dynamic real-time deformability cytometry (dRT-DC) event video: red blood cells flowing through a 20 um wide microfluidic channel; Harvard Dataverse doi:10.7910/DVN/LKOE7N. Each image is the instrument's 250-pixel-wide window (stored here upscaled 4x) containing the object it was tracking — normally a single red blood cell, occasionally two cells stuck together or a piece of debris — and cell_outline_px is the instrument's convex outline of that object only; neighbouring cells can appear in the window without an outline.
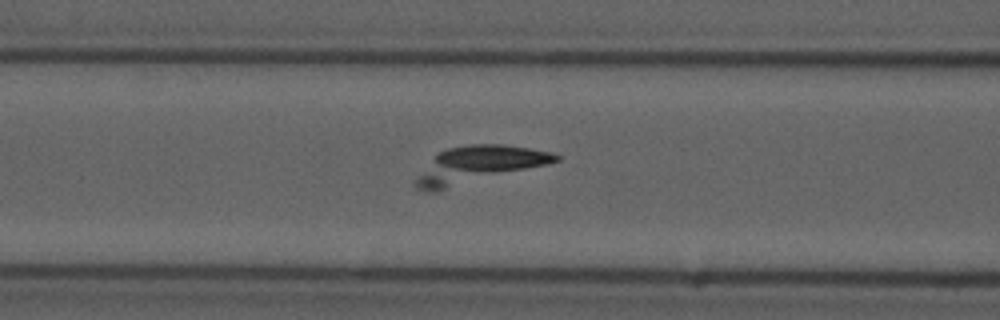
{"species": "common noctule bat (a hibernating species)", "species_latin": "Nyctalus noctula", "temperature_condition": "cold", "stored_images_in_passage": 47, "camera_frame_rate_fps": 3000, "um_per_image_px": 0.085, "animal": {"sex": "male", "forearm_length_mm": 52.5}, "frame": {"image": 1, "passage_image": 14, "time_ms": 4.333, "image_size_px": [1000, 320], "cell_outline_px": [[560, 160], [548, 164], [436, 192], [424, 192], [416, 188], [416, 176], [440, 152], [448, 148], [468, 144], [504, 144], [552, 152], [560, 156]], "centroid_in_image_um": [40.67, 14.01], "position_along_channel_um": 125.9, "area_um2": 29.82}}
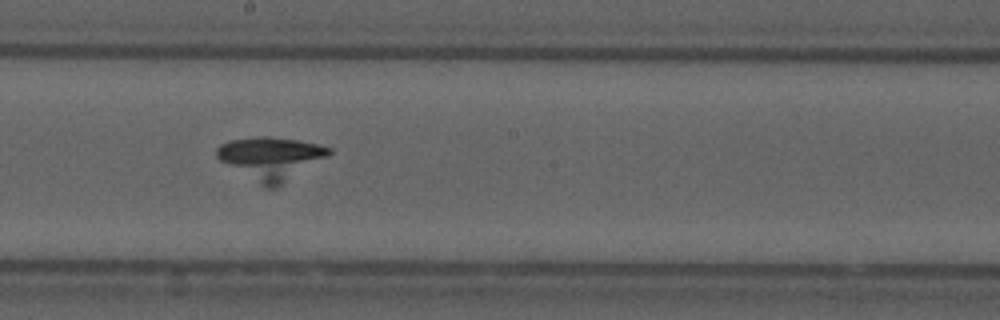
{"frame": {"image": 2, "passage_image": 22, "time_ms": 7.0, "image_size_px": [1000, 320], "cell_outline_px": [[332, 152], [328, 156], [276, 188], [264, 188], [220, 160], [216, 156], [216, 148], [220, 144], [232, 140], [264, 136], [268, 136], [296, 140], [316, 144], [332, 148]], "centroid_in_image_um": [23.02, 13.46], "position_along_channel_um": 225.2, "area_um2": 27.57}}
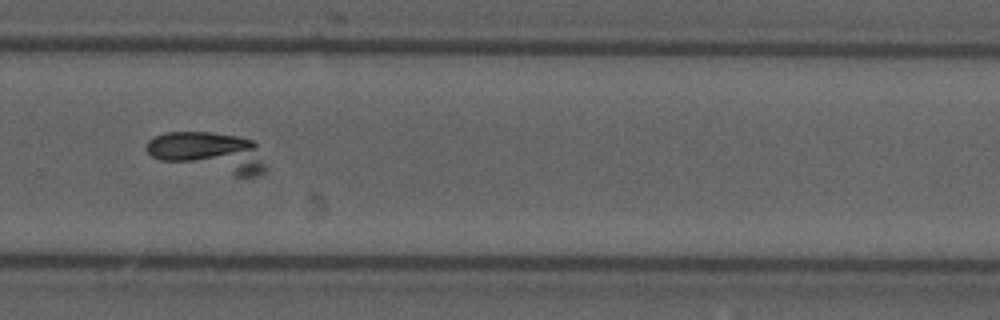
{"frame": {"image": 3, "passage_image": 29, "time_ms": 9.333, "image_size_px": [1000, 320], "cell_outline_px": [[268, 168], [264, 172], [256, 176], [236, 176], [160, 160], [152, 156], [144, 148], [148, 140], [164, 132], [212, 132], [236, 136], [252, 140], [256, 144]], "centroid_in_image_um": [17.77, 12.95], "position_along_channel_um": 312.0, "area_um2": 28.09}}